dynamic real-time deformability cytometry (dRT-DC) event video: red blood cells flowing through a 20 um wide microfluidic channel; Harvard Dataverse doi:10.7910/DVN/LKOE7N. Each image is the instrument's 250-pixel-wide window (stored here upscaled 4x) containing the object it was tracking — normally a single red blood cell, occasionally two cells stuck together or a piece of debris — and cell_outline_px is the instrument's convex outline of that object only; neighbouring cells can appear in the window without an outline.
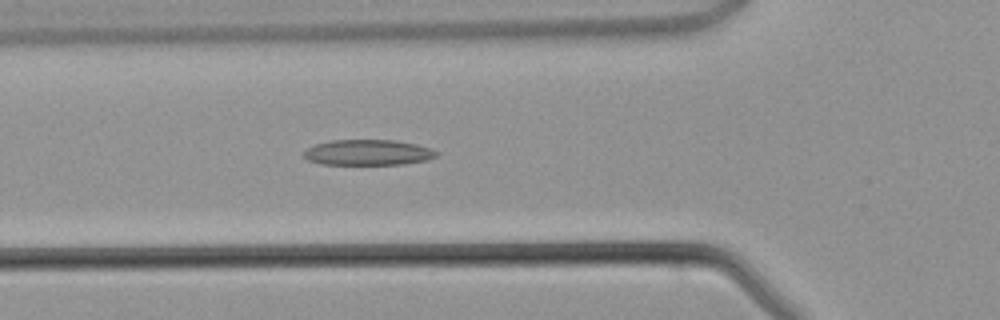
{"species": "common noctule bat (a hibernating species)", "species_latin": "Nyctalus noctula", "temperature_condition": "warm", "stored_images_in_passage": 45, "camera_frame_rate_fps": 3000, "um_per_image_px": 0.085, "animal": {"sex": "male", "body_mass_g": 21.5, "forearm_length_mm": 52.0}, "frame": {"image": 1, "passage_image": 15, "time_ms": 4.667, "image_size_px": [1000, 320], "cell_outline_px": [[440, 152], [436, 156], [428, 160], [404, 164], [320, 164], [308, 160], [304, 156], [304, 152], [308, 148], [316, 144], [332, 140], [396, 140], [416, 144], [432, 148]], "centroid_in_image_um": [31.33, 12.96], "position_along_channel_um": 94.5, "area_um2": 19.83}}
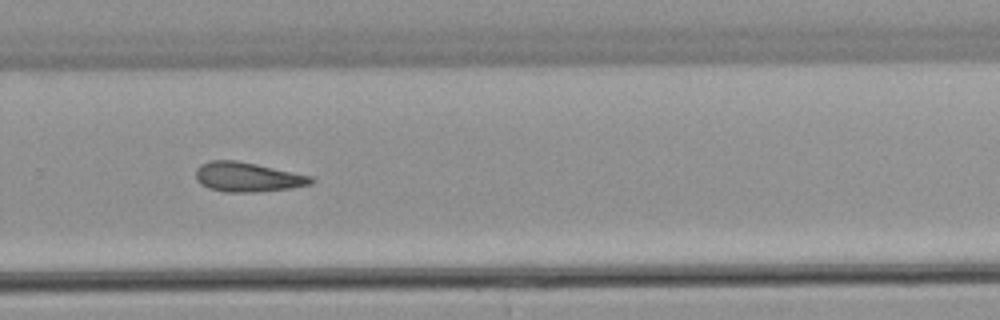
{"frame": {"image": 2, "passage_image": 29, "time_ms": 9.333, "image_size_px": [1000, 320], "cell_outline_px": [[316, 180], [308, 184], [288, 188], [256, 192], [224, 192], [208, 188], [200, 184], [196, 180], [196, 168], [200, 164], [212, 160], [236, 160], [256, 164], [312, 176]], "centroid_in_image_um": [20.99, 15.04], "position_along_channel_um": 308.8, "area_um2": 19.77}}
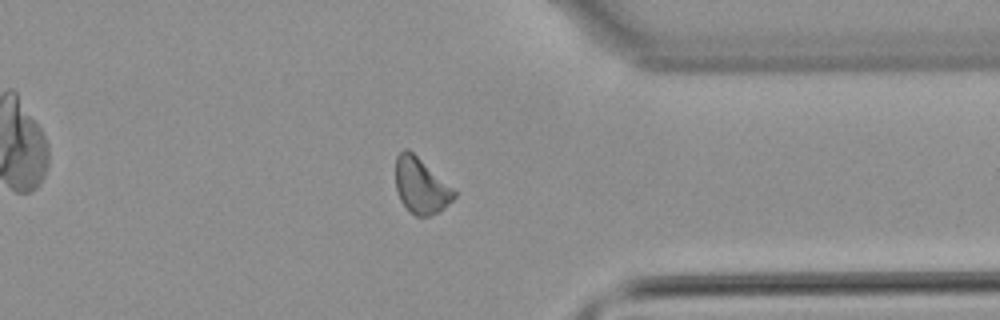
{"frame": {"image": 3, "passage_image": 34, "time_ms": 11.0, "image_size_px": [1000, 320], "cell_outline_px": [[456, 196], [444, 208], [428, 216], [416, 216], [400, 200], [396, 188], [396, 156], [404, 148], [408, 148], [452, 188], [456, 192]], "centroid_in_image_um": [35.75, 15.78], "position_along_channel_um": 375.6, "area_um2": 18.44}}